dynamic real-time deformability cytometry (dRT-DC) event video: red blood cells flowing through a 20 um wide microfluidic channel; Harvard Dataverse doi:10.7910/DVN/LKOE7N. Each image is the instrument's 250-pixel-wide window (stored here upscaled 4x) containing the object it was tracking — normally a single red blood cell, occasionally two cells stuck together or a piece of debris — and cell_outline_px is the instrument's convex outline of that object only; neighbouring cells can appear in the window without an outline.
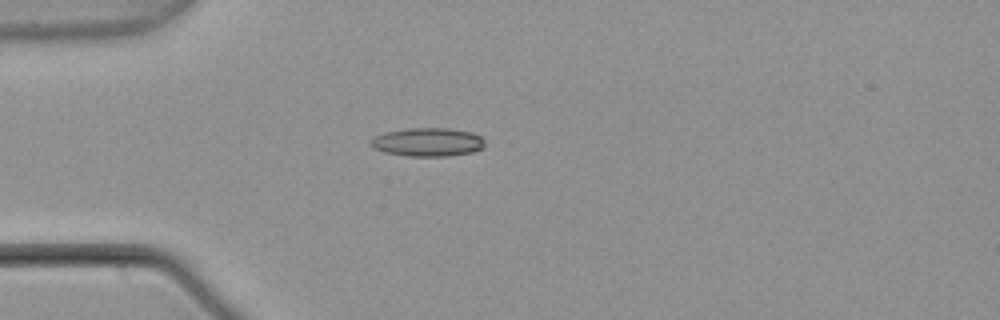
{"species": "common noctule bat (a hibernating species)", "species_latin": "Nyctalus noctula", "temperature_condition": "warm", "stored_images_in_passage": 1, "camera_frame_rate_fps": 3000, "um_per_image_px": 0.085, "animal": {"sex": "male", "body_mass_g": 21.5, "forearm_length_mm": 52.0}, "frame": {"image": 1, "passage_image": 1, "time_ms": 0.0, "image_size_px": [1000, 320], "cell_outline_px": [[484, 148], [472, 152], [448, 156], [408, 156], [384, 152], [372, 148], [372, 140], [376, 136], [384, 132], [408, 128], [448, 128], [472, 132], [480, 136], [484, 140]], "centroid_in_image_um": [36.38, 12.08], "position_along_channel_um": 48.6, "area_um2": 18.96}}